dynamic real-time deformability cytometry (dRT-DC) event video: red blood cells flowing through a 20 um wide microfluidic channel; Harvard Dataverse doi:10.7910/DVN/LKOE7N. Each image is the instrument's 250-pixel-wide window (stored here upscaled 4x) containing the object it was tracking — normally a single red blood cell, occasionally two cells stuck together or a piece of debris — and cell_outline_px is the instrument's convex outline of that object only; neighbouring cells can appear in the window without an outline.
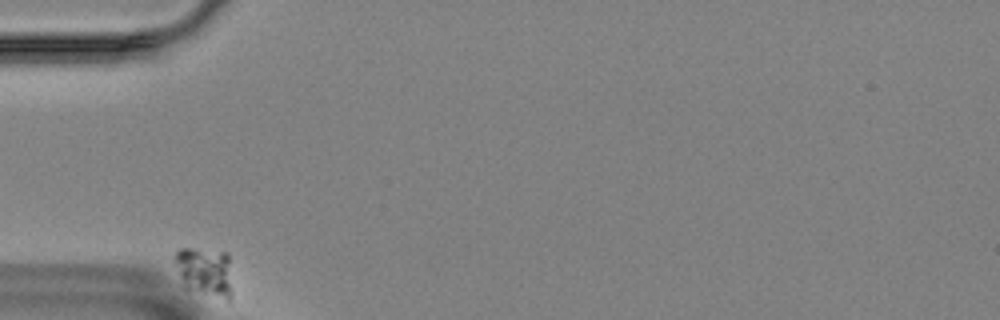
{"species": "Egyptian fruit bat (a non-hibernating species)", "species_latin": "Rousettus aegyptiacus", "temperature_condition": "room temperature", "stored_images_in_passage": 40, "camera_frame_rate_fps": 3000, "um_per_image_px": 0.085, "animal": {"sex": "female"}, "frame": {"image": 1, "passage_image": 1, "time_ms": 0.0, "image_size_px": [1000, 320], "cell_outline_px": [[232, 300], [228, 304], [184, 288], [176, 264], [176, 252], [180, 248], [192, 248], [228, 252], [232, 292]], "centroid_in_image_um": [17.48, 23.18], "position_along_channel_um": 67.5, "area_um2": 17.17}}
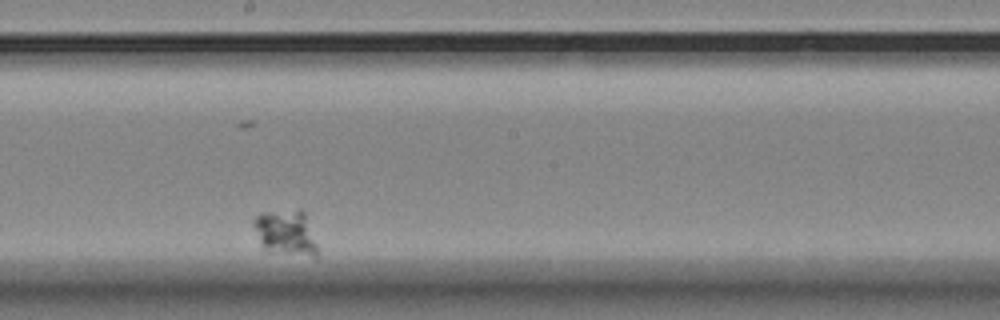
{"frame": {"image": 2, "passage_image": 23, "time_ms": 7.333, "image_size_px": [1000, 320], "cell_outline_px": [[316, 256], [268, 252], [260, 244], [252, 224], [252, 220], [256, 216], [264, 212], [300, 208], [304, 212], [316, 244]], "centroid_in_image_um": [24.23, 19.75], "position_along_channel_um": 224.0, "area_um2": 16.82}}
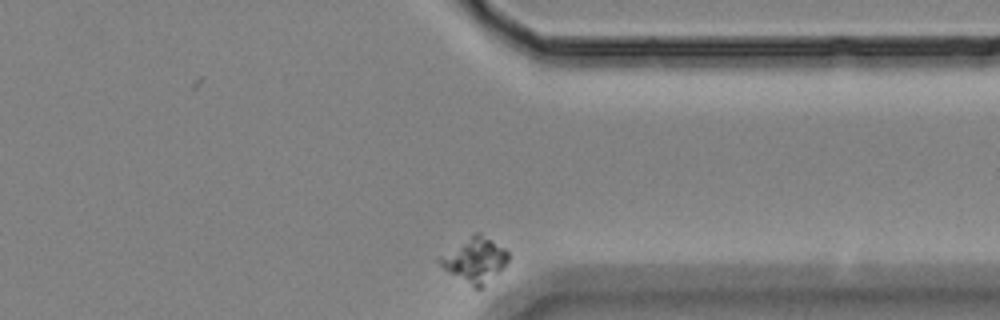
{"frame": {"image": 3, "passage_image": 40, "time_ms": 13.0, "image_size_px": [1000, 320], "cell_outline_px": [[508, 260], [504, 268], [500, 272], [480, 288], [472, 288], [448, 272], [436, 260], [436, 256], [476, 232], [480, 232], [504, 248], [508, 252]], "centroid_in_image_um": [40.33, 22.1], "position_along_channel_um": 371.1, "area_um2": 18.09}}